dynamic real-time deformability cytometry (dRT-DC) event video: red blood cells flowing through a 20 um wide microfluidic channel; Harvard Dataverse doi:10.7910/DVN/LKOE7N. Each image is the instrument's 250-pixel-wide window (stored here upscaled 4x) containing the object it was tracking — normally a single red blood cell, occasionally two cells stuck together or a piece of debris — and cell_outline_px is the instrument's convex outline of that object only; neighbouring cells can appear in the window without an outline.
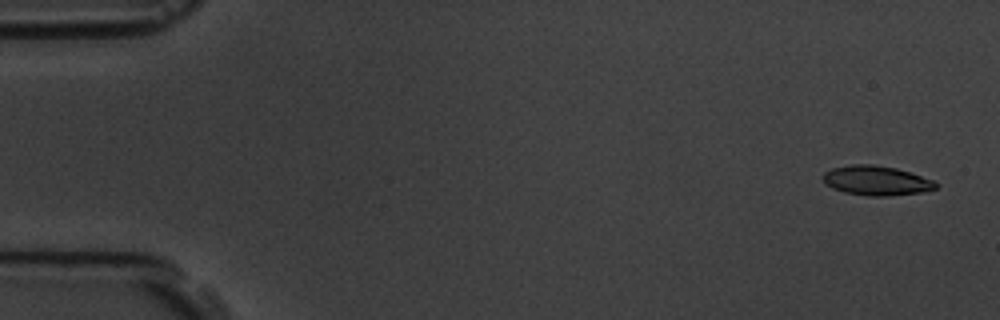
{"species": "common noctule bat (a hibernating species)", "species_latin": "Nyctalus noctula", "temperature_condition": "room temperature", "stored_images_in_passage": 4, "camera_frame_rate_fps": 3000, "um_per_image_px": 0.085, "animal": {"sex": "male", "body_mass_g": 19.5, "forearm_length_mm": 54.6}, "frame": {"image": 1, "passage_image": 1, "time_ms": 0.0, "image_size_px": [1000, 320], "cell_outline_px": [[940, 184], [936, 188], [920, 192], [888, 196], [868, 196], [844, 192], [832, 188], [824, 184], [820, 176], [824, 172], [832, 168], [852, 164], [872, 164], [896, 168], [932, 180]], "centroid_in_image_um": [74.42, 15.35], "position_along_channel_um": 10.6, "area_um2": 19.48}}
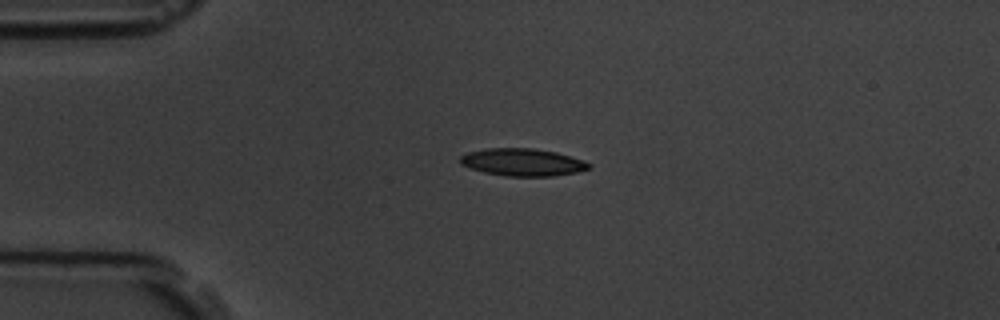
{"frame": {"image": 2, "passage_image": 4, "time_ms": 3.667, "image_size_px": [1000, 320], "cell_outline_px": [[592, 164], [588, 168], [576, 172], [552, 176], [504, 176], [484, 172], [460, 164], [460, 156], [468, 152], [488, 148], [532, 148], [556, 152], [572, 156], [584, 160]], "centroid_in_image_um": [44.43, 13.78], "position_along_channel_um": 40.6, "area_um2": 20.52}}